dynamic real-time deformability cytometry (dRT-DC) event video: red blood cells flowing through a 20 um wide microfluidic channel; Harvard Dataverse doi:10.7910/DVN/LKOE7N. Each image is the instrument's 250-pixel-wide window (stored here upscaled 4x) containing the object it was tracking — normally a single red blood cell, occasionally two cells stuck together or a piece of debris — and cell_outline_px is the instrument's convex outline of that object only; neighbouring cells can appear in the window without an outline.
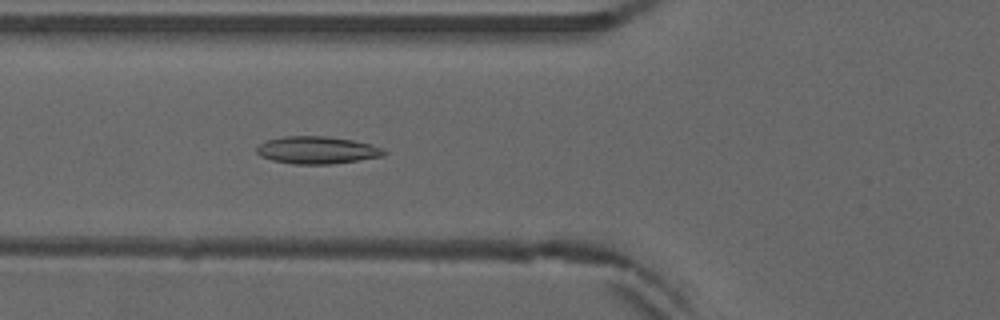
{"species": "common noctule bat (a hibernating species)", "species_latin": "Nyctalus noctula", "temperature_condition": "warm", "stored_images_in_passage": 42, "camera_frame_rate_fps": 3000, "um_per_image_px": 0.085, "animal": {"sex": "male", "forearm_length_mm": 52.5}, "frame": {"image": 1, "passage_image": 9, "time_ms": 2.667, "image_size_px": [1000, 320], "cell_outline_px": [[388, 152], [384, 156], [332, 164], [292, 164], [272, 160], [260, 156], [256, 152], [256, 148], [260, 144], [268, 140], [284, 136], [328, 136], [352, 140], [372, 144], [384, 148]], "centroid_in_image_um": [26.98, 12.76], "position_along_channel_um": 98.8, "area_um2": 20.46}}
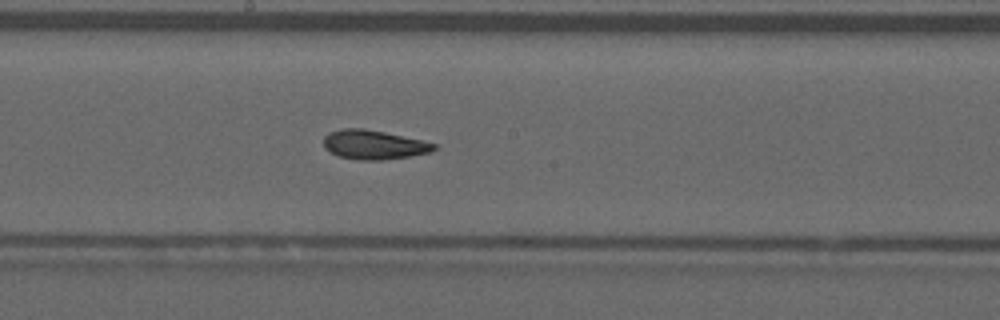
{"frame": {"image": 2, "passage_image": 18, "time_ms": 5.667, "image_size_px": [1000, 320], "cell_outline_px": [[436, 148], [432, 152], [408, 156], [380, 160], [360, 160], [340, 156], [324, 148], [324, 136], [328, 132], [344, 128], [364, 128], [384, 132], [420, 140], [436, 144]], "centroid_in_image_um": [31.75, 12.29], "position_along_channel_um": 216.5, "area_um2": 18.55}}
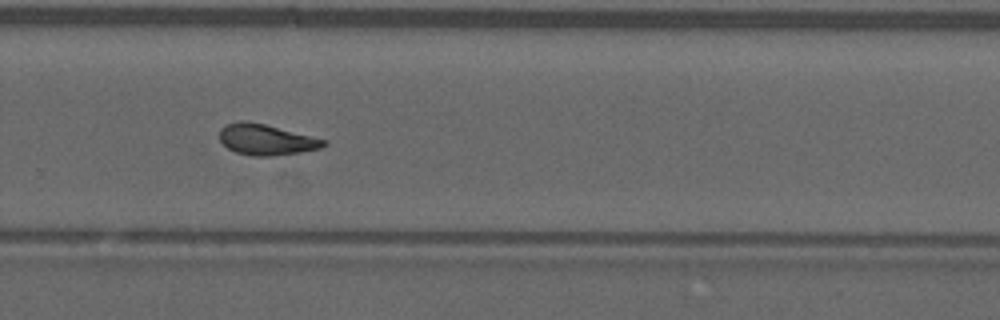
{"frame": {"image": 3, "passage_image": 25, "time_ms": 8.0, "image_size_px": [1000, 320], "cell_outline_px": [[328, 144], [320, 148], [300, 152], [272, 156], [252, 156], [236, 152], [228, 148], [220, 140], [220, 128], [228, 124], [240, 120], [248, 120], [328, 140]], "centroid_in_image_um": [22.63, 11.86], "position_along_channel_um": 307.2, "area_um2": 18.67}, "authors_computed_cell_mechanics": {"area_um2": 18.5538, "velocity_mm_per_s": 3.915, "shape_relaxation_time_tau1_ms": null, "shape_relaxation_time_tau2_ms": 2.3838, "deformation_change_tau1": null, "deformation_change_tau2": 0.0751}}